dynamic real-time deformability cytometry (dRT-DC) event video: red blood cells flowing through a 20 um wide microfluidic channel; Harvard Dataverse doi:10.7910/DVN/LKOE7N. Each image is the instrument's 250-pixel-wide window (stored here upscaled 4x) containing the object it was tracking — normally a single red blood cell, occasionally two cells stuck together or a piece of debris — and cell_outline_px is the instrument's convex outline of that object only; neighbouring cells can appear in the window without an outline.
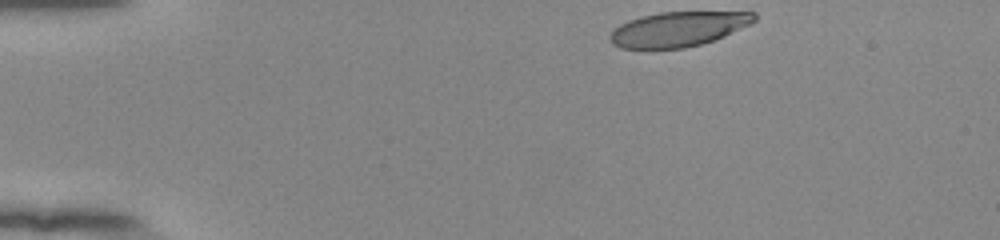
{"species": "human", "species_latin": "Homo sapiens", "temperature_condition": "room temperature", "stored_images_in_passage": 39, "camera_frame_rate_fps": 3000, "um_per_image_px": 0.085, "donor": {"sex": "female"}, "frame": {"image": 1, "passage_image": 1, "time_ms": 0.0, "image_size_px": [1000, 240], "cell_outline_px": [[756, 20], [752, 24], [724, 36], [700, 44], [684, 48], [620, 48], [612, 44], [608, 36], [620, 24], [628, 20], [640, 16], [660, 12], [756, 12]], "centroid_in_image_um": [57.65, 2.46], "position_along_channel_um": 27.4, "area_um2": 29.19}}
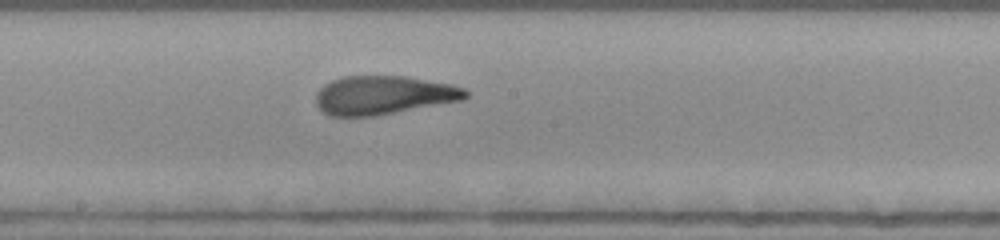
{"frame": {"image": 2, "passage_image": 22, "time_ms": 7.0, "image_size_px": [1000, 240], "cell_outline_px": [[468, 96], [464, 100], [376, 116], [328, 116], [316, 104], [316, 92], [324, 84], [332, 80], [344, 76], [404, 76], [452, 84], [464, 88], [468, 92]], "centroid_in_image_um": [32.61, 8.09], "position_along_channel_um": 215.6, "area_um2": 33.93}}
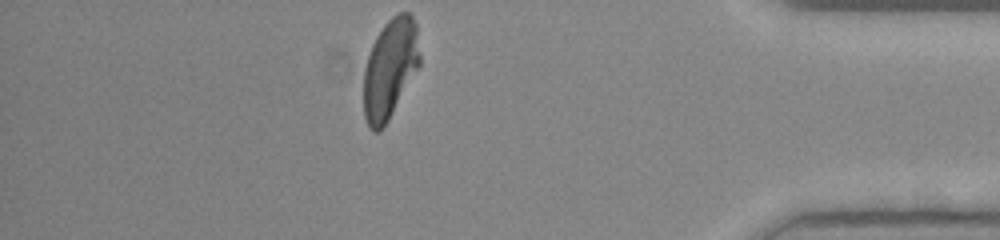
{"frame": {"image": 3, "passage_image": 39, "time_ms": 12.667, "image_size_px": [1000, 240], "cell_outline_px": [[420, 64], [388, 120], [380, 132], [372, 132], [368, 128], [364, 116], [364, 68], [372, 44], [376, 36], [384, 24], [392, 16], [400, 12], [408, 12], [412, 16], [416, 24], [420, 56]], "centroid_in_image_um": [33.14, 5.84], "position_along_channel_um": 402.1, "area_um2": 32.54}, "authors_computed_cell_mechanics": {"area_um2": 33.9286, "velocity_mm_per_s": 3.8857, "shape_relaxation_time_tau1_ms": 5.2762, "shape_relaxation_time_tau2_ms": 1.2328, "deformation_change_tau1": 0.2246, "deformation_change_tau2": 0.0874}}